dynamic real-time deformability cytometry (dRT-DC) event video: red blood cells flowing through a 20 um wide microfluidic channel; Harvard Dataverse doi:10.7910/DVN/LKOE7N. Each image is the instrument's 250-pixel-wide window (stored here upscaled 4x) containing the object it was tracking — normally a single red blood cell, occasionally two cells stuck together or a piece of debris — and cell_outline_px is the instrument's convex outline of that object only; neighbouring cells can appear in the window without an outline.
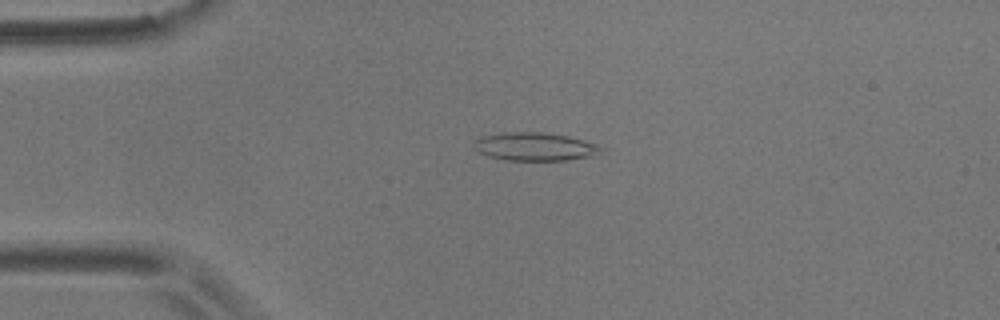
{"species": "common noctule bat (a hibernating species)", "species_latin": "Nyctalus noctula", "temperature_condition": "room temperature", "stored_images_in_passage": 4, "camera_frame_rate_fps": 3000, "um_per_image_px": 0.085, "animal": {"sex": "male", "body_mass_g": 17.9}, "frame": {"image": 1, "passage_image": 3, "time_ms": 0.667, "image_size_px": [1000, 320], "cell_outline_px": [[600, 148], [588, 156], [568, 160], [504, 160], [488, 156], [476, 152], [472, 144], [480, 136], [504, 132], [544, 132], [568, 136], [596, 144]], "centroid_in_image_um": [45.31, 12.45], "position_along_channel_um": 39.7, "area_um2": 20.63}}